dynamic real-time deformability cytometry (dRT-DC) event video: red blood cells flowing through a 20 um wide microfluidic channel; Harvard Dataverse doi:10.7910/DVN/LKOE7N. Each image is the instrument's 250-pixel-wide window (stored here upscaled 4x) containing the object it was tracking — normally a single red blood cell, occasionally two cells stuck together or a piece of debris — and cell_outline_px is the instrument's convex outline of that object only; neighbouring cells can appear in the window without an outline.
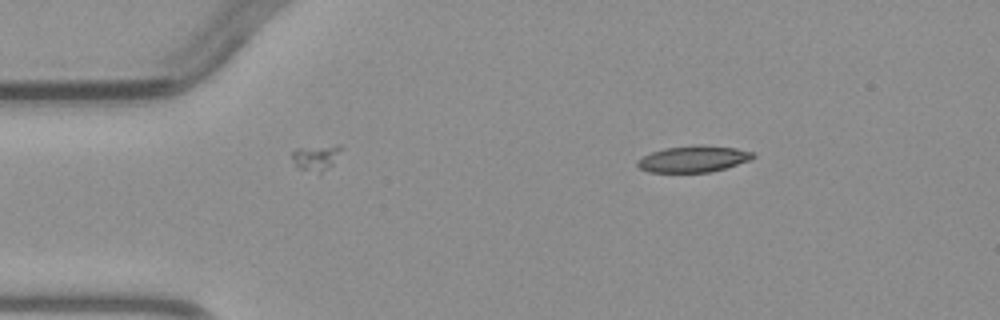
{"species": "common noctule bat (a hibernating species)", "species_latin": "Nyctalus noctula", "temperature_condition": "warm", "stored_images_in_passage": 3, "camera_frame_rate_fps": 3000, "um_per_image_px": 0.085, "animal": {"sex": "male", "body_mass_g": 23.1, "forearm_length_mm": 52.7}, "frame": {"image": 1, "passage_image": 1, "time_ms": 0.0, "image_size_px": [1000, 320], "cell_outline_px": [[756, 156], [752, 160], [724, 168], [708, 172], [648, 172], [640, 168], [636, 164], [636, 160], [652, 152], [664, 148], [736, 148], [752, 152]], "centroid_in_image_um": [58.91, 13.57], "position_along_channel_um": 26.1, "area_um2": 16.76}}
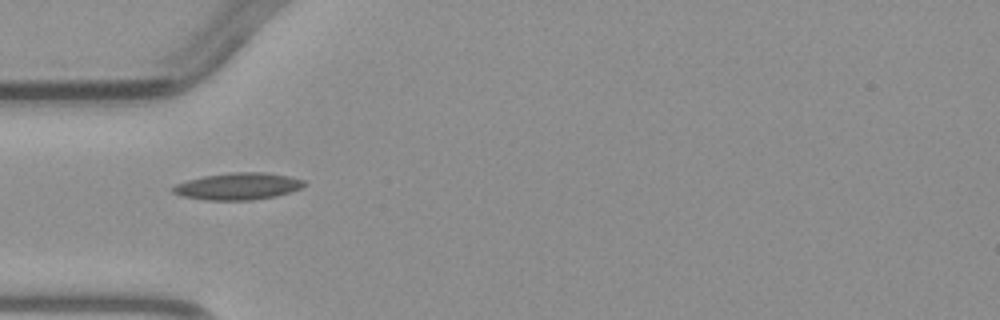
{"frame": {"image": 2, "passage_image": 3, "time_ms": 2.333, "image_size_px": [1000, 320], "cell_outline_px": [[308, 184], [300, 188], [276, 196], [252, 200], [208, 200], [180, 196], [172, 192], [172, 188], [176, 184], [188, 180], [204, 176], [232, 172], [264, 172], [288, 176], [304, 180]], "centroid_in_image_um": [20.23, 15.83], "position_along_channel_um": 64.8, "area_um2": 20.52}}